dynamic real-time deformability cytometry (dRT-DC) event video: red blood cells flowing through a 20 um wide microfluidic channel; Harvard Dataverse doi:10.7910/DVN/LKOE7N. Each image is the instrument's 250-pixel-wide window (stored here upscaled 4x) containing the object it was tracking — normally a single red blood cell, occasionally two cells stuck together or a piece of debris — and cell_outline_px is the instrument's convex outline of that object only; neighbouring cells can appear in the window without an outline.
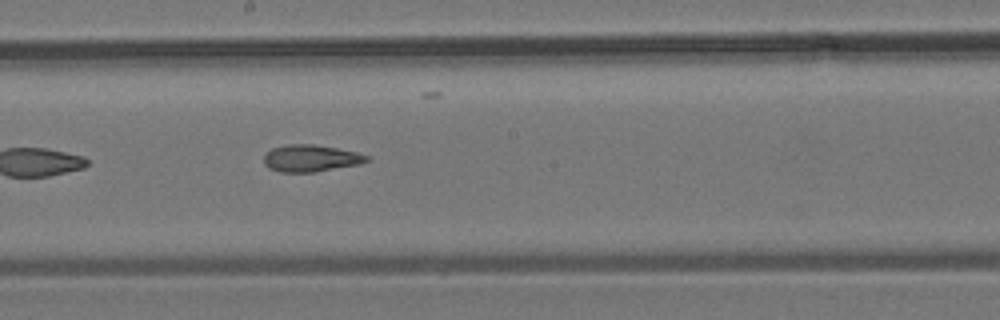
{"species": "common noctule bat (a hibernating species)", "species_latin": "Nyctalus noctula", "temperature_condition": "room temperature", "stored_images_in_passage": 6, "camera_frame_rate_fps": 3000, "um_per_image_px": 0.085, "animal": {"sex": "male", "body_mass_g": 19.2, "forearm_length_mm": 51.8}, "frame": {"image": 1, "passage_image": 6, "time_ms": 6.0, "image_size_px": [1000, 320], "cell_outline_px": [[372, 160], [360, 164], [316, 172], [280, 172], [268, 168], [264, 164], [264, 156], [272, 148], [288, 144], [312, 144], [336, 148], [356, 152], [372, 156]], "centroid_in_image_um": [26.46, 13.46], "position_along_channel_um": 221.7, "area_um2": 16.3}}